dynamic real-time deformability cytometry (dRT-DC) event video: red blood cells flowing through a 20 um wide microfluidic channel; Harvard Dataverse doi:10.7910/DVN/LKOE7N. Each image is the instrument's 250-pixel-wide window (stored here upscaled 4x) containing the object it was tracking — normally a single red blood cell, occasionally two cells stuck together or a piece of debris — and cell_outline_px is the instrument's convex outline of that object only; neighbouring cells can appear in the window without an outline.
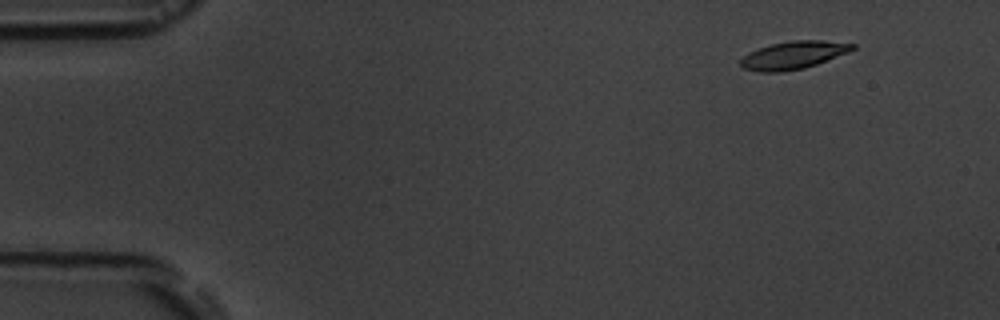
{"species": "common noctule bat (a hibernating species)", "species_latin": "Nyctalus noctula", "temperature_condition": "room temperature", "stored_images_in_passage": 6, "segment_of_instrument_passage": [1, 2], "camera_frame_rate_fps": 3000, "um_per_image_px": 0.085, "animal": {"sex": "male", "body_mass_g": 19.5, "forearm_length_mm": 54.6}, "frame": {"image": 1, "passage_image": 2, "time_ms": 1.0, "image_size_px": [1000, 320], "cell_outline_px": [[856, 48], [848, 52], [816, 64], [804, 68], [780, 72], [756, 72], [744, 68], [740, 64], [740, 60], [748, 52], [772, 44], [792, 40], [824, 40], [856, 44]], "centroid_in_image_um": [67.43, 4.68], "position_along_channel_um": 17.6, "area_um2": 18.03}}
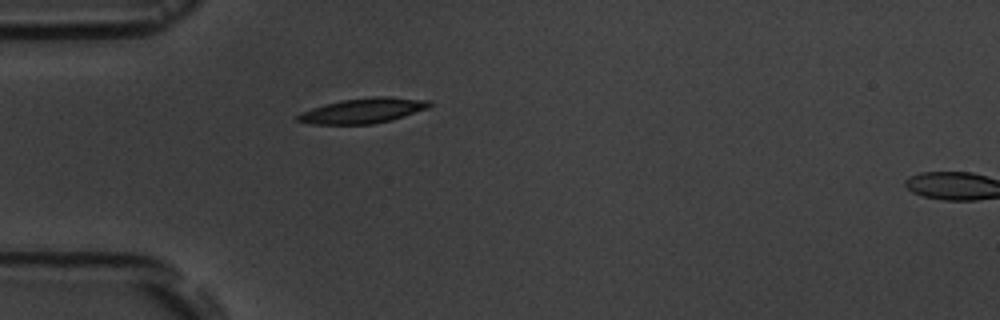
{"frame": {"image": 2, "passage_image": 5, "time_ms": 4.667, "image_size_px": [1000, 320], "cell_outline_px": [[432, 104], [428, 108], [388, 120], [372, 124], [312, 124], [296, 120], [296, 116], [300, 112], [324, 104], [340, 100], [376, 96], [388, 96], [428, 100]], "centroid_in_image_um": [30.81, 9.39], "position_along_channel_um": 54.2, "area_um2": 19.07}}